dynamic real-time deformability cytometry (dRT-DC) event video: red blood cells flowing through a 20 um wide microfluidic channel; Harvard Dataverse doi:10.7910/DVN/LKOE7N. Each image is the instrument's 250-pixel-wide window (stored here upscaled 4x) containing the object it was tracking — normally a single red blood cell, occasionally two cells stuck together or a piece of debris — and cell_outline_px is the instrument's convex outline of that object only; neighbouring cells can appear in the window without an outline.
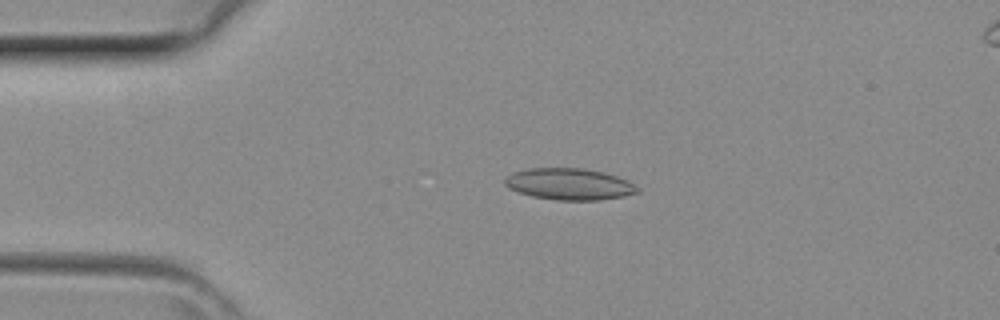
{"species": "common noctule bat (a hibernating species)", "species_latin": "Nyctalus noctula", "temperature_condition": "room temperature", "stored_images_in_passage": 40, "camera_frame_rate_fps": 3000, "um_per_image_px": 0.085, "animal": {"sex": "female", "body_mass_g": 29.2, "forearm_length_mm": 56.3}, "frame": {"image": 1, "passage_image": 8, "time_ms": 2.333, "image_size_px": [1000, 320], "cell_outline_px": [[640, 192], [624, 196], [600, 200], [556, 200], [532, 196], [508, 188], [504, 184], [504, 180], [512, 172], [524, 168], [584, 168], [604, 172], [628, 180], [640, 188]], "centroid_in_image_um": [48.4, 15.64], "position_along_channel_um": 36.6, "area_um2": 24.57}}
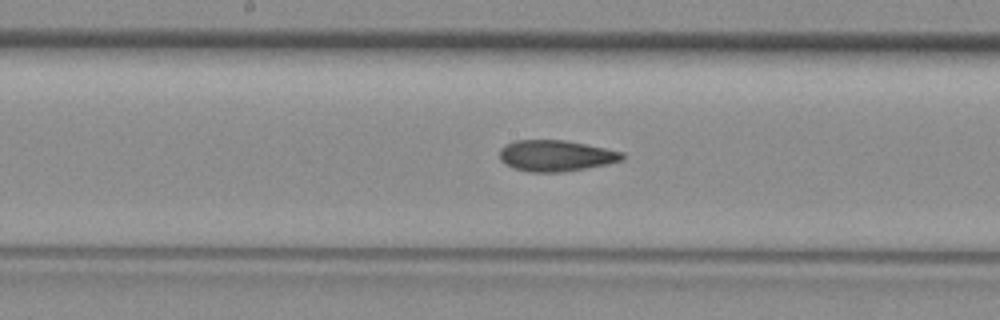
{"frame": {"image": 2, "passage_image": 20, "time_ms": 6.333, "image_size_px": [1000, 320], "cell_outline_px": [[624, 160], [608, 164], [560, 172], [532, 172], [512, 168], [504, 164], [500, 160], [500, 148], [504, 144], [516, 140], [564, 140], [624, 152]], "centroid_in_image_um": [47.21, 13.23], "position_along_channel_um": 201.0, "area_um2": 22.25}}
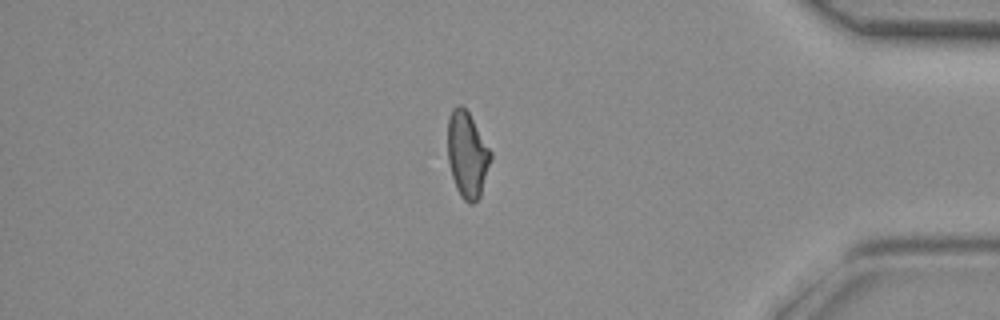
{"frame": {"image": 3, "passage_image": 34, "time_ms": 11.0, "image_size_px": [1000, 320], "cell_outline_px": [[492, 156], [480, 196], [472, 204], [468, 204], [460, 196], [456, 188], [452, 176], [448, 160], [448, 116], [452, 108], [456, 104], [460, 104], [468, 112], [492, 152]], "centroid_in_image_um": [39.7, 13.13], "position_along_channel_um": 395.5, "area_um2": 21.5}}